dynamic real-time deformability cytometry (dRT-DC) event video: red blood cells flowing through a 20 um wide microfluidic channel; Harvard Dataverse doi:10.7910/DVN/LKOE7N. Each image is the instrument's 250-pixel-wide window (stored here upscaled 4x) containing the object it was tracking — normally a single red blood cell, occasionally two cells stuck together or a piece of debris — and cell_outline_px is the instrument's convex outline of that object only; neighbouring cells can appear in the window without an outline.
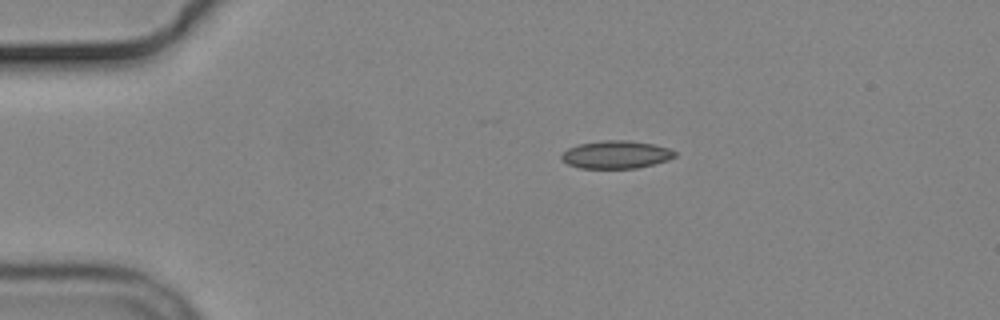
{"species": "common noctule bat (a hibernating species)", "species_latin": "Nyctalus noctula", "temperature_condition": "cold", "stored_images_in_passage": 4, "camera_frame_rate_fps": 3000, "um_per_image_px": 0.085, "animal": {"sex": "male", "body_mass_g": 19.2, "forearm_length_mm": 51.8}, "frame": {"image": 1, "passage_image": 1, "time_ms": 0.0, "image_size_px": [1000, 320], "cell_outline_px": [[676, 156], [668, 160], [656, 164], [636, 168], [580, 168], [568, 164], [560, 160], [560, 156], [568, 148], [580, 144], [604, 140], [628, 140], [652, 144], [668, 148], [676, 152]], "centroid_in_image_um": [52.37, 13.15], "position_along_channel_um": 32.6, "area_um2": 18.38}}
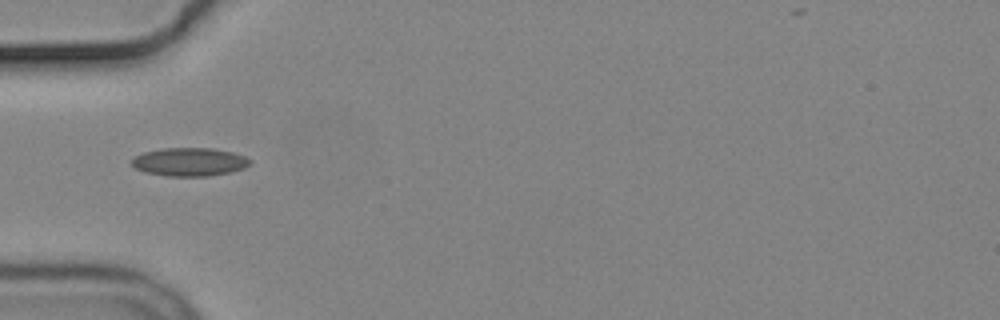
{"frame": {"image": 2, "passage_image": 3, "time_ms": 2.333, "image_size_px": [1000, 320], "cell_outline_px": [[252, 160], [244, 168], [232, 172], [208, 176], [168, 176], [144, 172], [136, 168], [132, 164], [132, 156], [144, 152], [164, 148], [212, 148], [232, 152], [244, 156]], "centroid_in_image_um": [16.1, 13.76], "position_along_channel_um": 68.9, "area_um2": 19.54}}
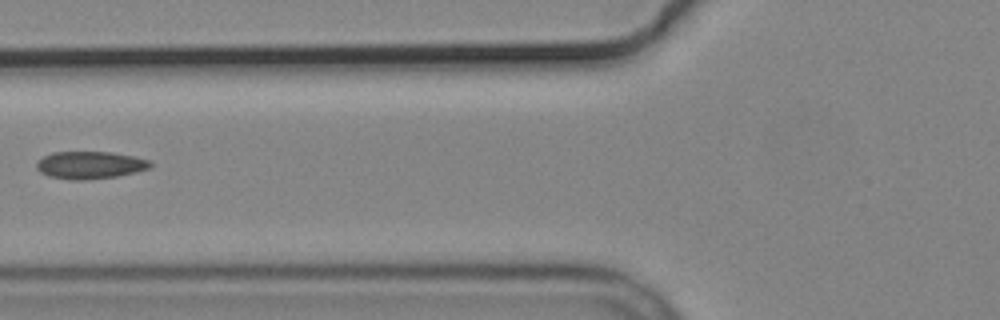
{"frame": {"image": 3, "passage_image": 4, "time_ms": 3.667, "image_size_px": [1000, 320], "cell_outline_px": [[152, 168], [136, 172], [116, 176], [84, 180], [72, 180], [48, 176], [40, 172], [36, 168], [36, 164], [44, 156], [52, 152], [112, 152], [136, 156], [148, 160], [152, 164]], "centroid_in_image_um": [7.67, 14.03], "position_along_channel_um": 118.1, "area_um2": 18.26}}